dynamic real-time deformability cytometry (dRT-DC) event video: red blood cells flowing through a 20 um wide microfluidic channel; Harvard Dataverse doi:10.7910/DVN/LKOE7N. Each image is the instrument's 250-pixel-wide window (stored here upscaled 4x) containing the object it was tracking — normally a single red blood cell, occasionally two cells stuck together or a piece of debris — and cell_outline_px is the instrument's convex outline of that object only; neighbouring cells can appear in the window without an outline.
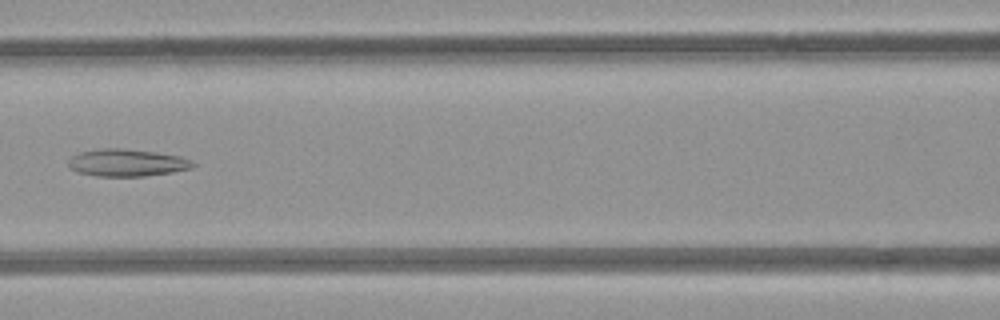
{"species": "common noctule bat (a hibernating species)", "species_latin": "Nyctalus noctula", "temperature_condition": "room temperature", "stored_images_in_passage": 5, "camera_frame_rate_fps": 3000, "um_per_image_px": 0.085, "animal": {"sex": "female", "body_mass_g": 21.9}, "frame": {"image": 1, "passage_image": 5, "time_ms": 4.667, "image_size_px": [1000, 320], "cell_outline_px": [[196, 164], [192, 168], [172, 172], [144, 176], [96, 176], [76, 172], [68, 168], [68, 160], [72, 156], [80, 152], [100, 148], [124, 148], [156, 152], [180, 156], [192, 160]], "centroid_in_image_um": [10.77, 13.83], "position_along_channel_um": 155.8, "area_um2": 20.0}}